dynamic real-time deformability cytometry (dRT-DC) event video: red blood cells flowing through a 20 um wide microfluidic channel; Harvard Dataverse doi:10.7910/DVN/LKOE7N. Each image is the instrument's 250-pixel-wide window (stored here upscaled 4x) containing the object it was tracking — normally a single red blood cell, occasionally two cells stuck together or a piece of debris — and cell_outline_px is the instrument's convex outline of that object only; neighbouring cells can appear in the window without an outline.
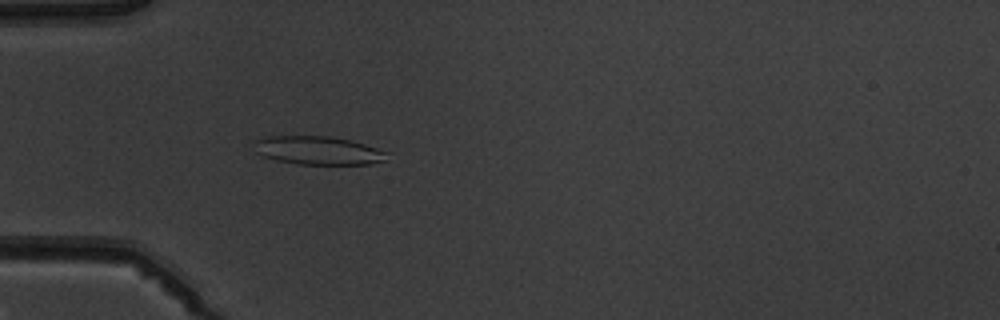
{"species": "common noctule bat (a hibernating species)", "species_latin": "Nyctalus noctula", "temperature_condition": "warm", "stored_images_in_passage": 4, "camera_frame_rate_fps": 3000, "um_per_image_px": 0.085, "animal": {"sex": "male", "body_mass_g": 19.5, "forearm_length_mm": 54.6}, "frame": {"image": 1, "passage_image": 4, "time_ms": 3.333, "image_size_px": [1000, 320], "cell_outline_px": [[392, 152], [384, 160], [368, 164], [296, 164], [276, 160], [264, 156], [256, 152], [252, 140], [268, 136], [328, 136], [352, 140]], "centroid_in_image_um": [27.06, 12.78], "position_along_channel_um": 57.9, "area_um2": 22.25}}